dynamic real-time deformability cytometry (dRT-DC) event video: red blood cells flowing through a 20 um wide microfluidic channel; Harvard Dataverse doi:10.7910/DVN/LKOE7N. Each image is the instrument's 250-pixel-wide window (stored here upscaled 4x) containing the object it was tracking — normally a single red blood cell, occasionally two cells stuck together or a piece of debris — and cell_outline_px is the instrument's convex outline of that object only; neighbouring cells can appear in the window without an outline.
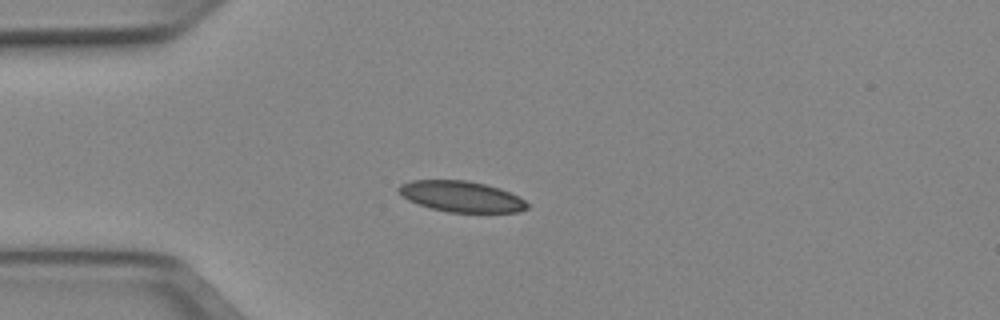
{"species": "Egyptian fruit bat (a non-hibernating species)", "species_latin": "Rousettus aegyptiacus", "temperature_condition": "cold", "stored_images_in_passage": 39, "camera_frame_rate_fps": 3000, "um_per_image_px": 0.085, "animal": {"sex": "female"}, "frame": {"image": 1, "passage_image": 1, "time_ms": 0.0, "image_size_px": [1000, 320], "cell_outline_px": [[528, 208], [520, 212], [448, 212], [432, 208], [408, 200], [400, 196], [396, 192], [396, 188], [400, 184], [412, 180], [468, 180], [500, 188], [524, 200], [528, 204]], "centroid_in_image_um": [39.16, 16.69], "position_along_channel_um": 45.8, "area_um2": 23.12}}
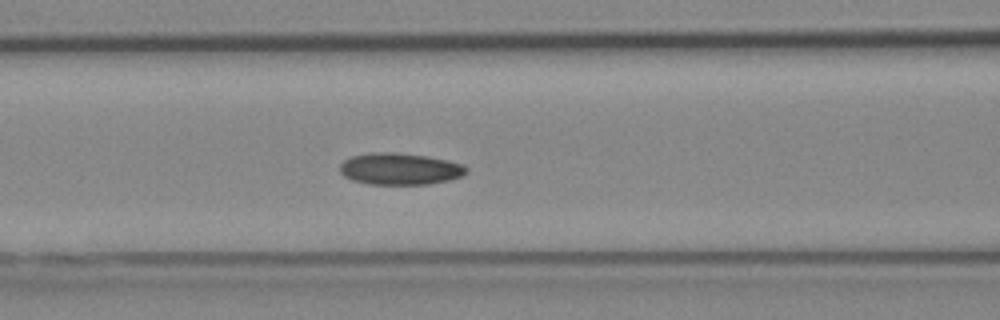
{"frame": {"image": 2, "passage_image": 9, "time_ms": 2.667, "image_size_px": [1000, 320], "cell_outline_px": [[468, 172], [464, 176], [448, 180], [428, 184], [368, 184], [352, 180], [344, 176], [340, 172], [340, 164], [344, 160], [352, 156], [372, 152], [396, 152], [428, 156], [448, 160], [464, 164], [468, 168]], "centroid_in_image_um": [34.02, 14.35], "position_along_channel_um": 132.6, "area_um2": 23.64}}
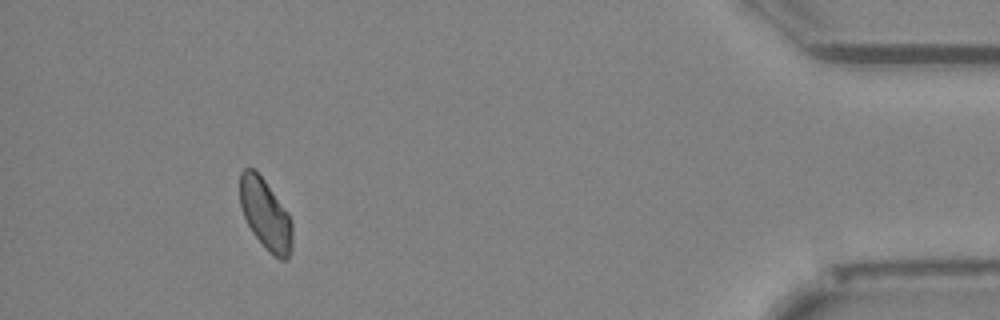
{"frame": {"image": 3, "passage_image": 35, "time_ms": 11.333, "image_size_px": [1000, 320], "cell_outline_px": [[292, 252], [288, 260], [280, 260], [264, 248], [252, 232], [244, 216], [240, 204], [240, 172], [244, 168], [252, 168], [264, 180], [288, 212], [292, 220]], "centroid_in_image_um": [22.59, 18.27], "position_along_channel_um": 412.6, "area_um2": 21.68}, "authors_computed_cell_mechanics": {"area_um2": 22.6576, "velocity_mm_per_s": 3.9248, "shape_relaxation_time_tau1_ms": null, "shape_relaxation_time_tau2_ms": 4.3109, "deformation_change_tau1": null, "deformation_change_tau2": 0.085}}